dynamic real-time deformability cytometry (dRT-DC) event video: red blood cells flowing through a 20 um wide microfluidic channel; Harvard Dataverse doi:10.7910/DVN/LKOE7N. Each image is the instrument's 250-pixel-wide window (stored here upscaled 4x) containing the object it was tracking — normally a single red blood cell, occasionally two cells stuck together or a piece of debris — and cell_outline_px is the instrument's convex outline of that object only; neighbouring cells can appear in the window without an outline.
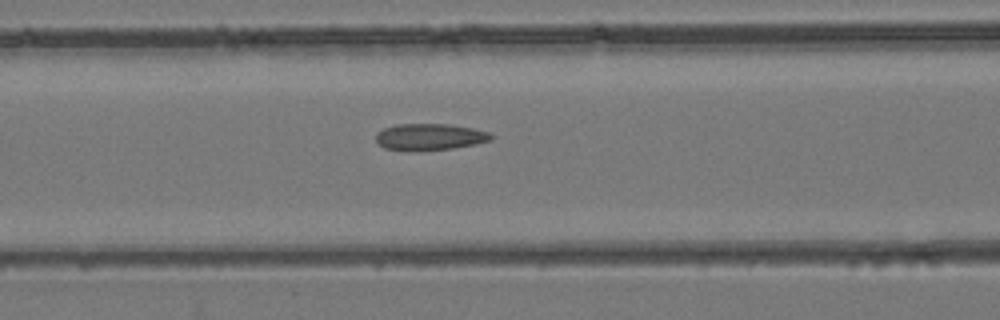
{"species": "common noctule bat (a hibernating species)", "species_latin": "Nyctalus noctula", "temperature_condition": "room temperature", "stored_images_in_passage": 44, "camera_frame_rate_fps": 3000, "um_per_image_px": 0.085, "animal": {"sex": "female", "body_mass_g": 24.6, "forearm_length_mm": 56.2}, "frame": {"image": 1, "passage_image": 19, "time_ms": 6.0, "image_size_px": [1000, 320], "cell_outline_px": [[492, 140], [452, 148], [384, 148], [376, 140], [376, 132], [384, 128], [396, 124], [448, 124], [472, 128], [488, 132], [492, 136]], "centroid_in_image_um": [36.53, 11.58], "position_along_channel_um": 130.1, "area_um2": 16.88}}
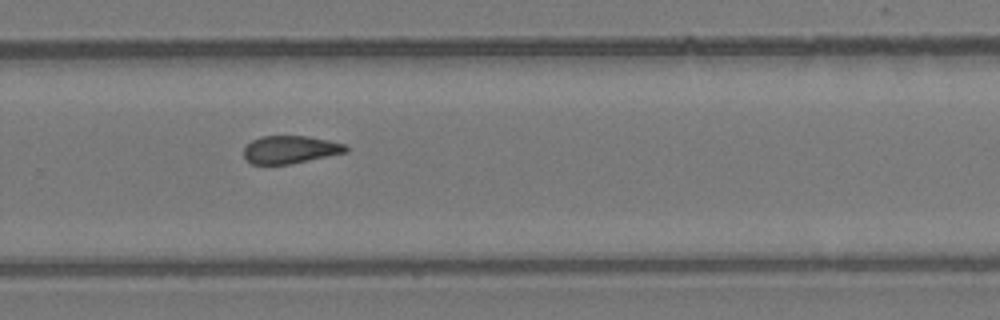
{"frame": {"image": 2, "passage_image": 30, "time_ms": 9.667, "image_size_px": [1000, 320], "cell_outline_px": [[348, 152], [288, 164], [252, 164], [244, 156], [244, 148], [252, 140], [260, 136], [308, 136], [328, 140], [344, 144], [348, 148]], "centroid_in_image_um": [24.67, 12.7], "position_along_channel_um": 305.1, "area_um2": 16.36}}
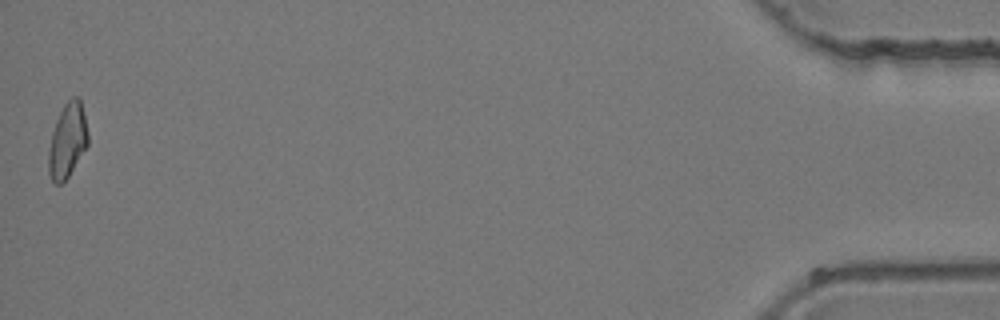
{"frame": {"image": 3, "passage_image": 44, "time_ms": 14.333, "image_size_px": [1000, 320], "cell_outline_px": [[88, 144], [68, 176], [60, 184], [56, 184], [52, 180], [48, 172], [48, 152], [52, 132], [56, 120], [64, 104], [72, 96], [80, 96], [88, 132]], "centroid_in_image_um": [5.73, 11.91], "position_along_channel_um": 429.5, "area_um2": 17.05}}